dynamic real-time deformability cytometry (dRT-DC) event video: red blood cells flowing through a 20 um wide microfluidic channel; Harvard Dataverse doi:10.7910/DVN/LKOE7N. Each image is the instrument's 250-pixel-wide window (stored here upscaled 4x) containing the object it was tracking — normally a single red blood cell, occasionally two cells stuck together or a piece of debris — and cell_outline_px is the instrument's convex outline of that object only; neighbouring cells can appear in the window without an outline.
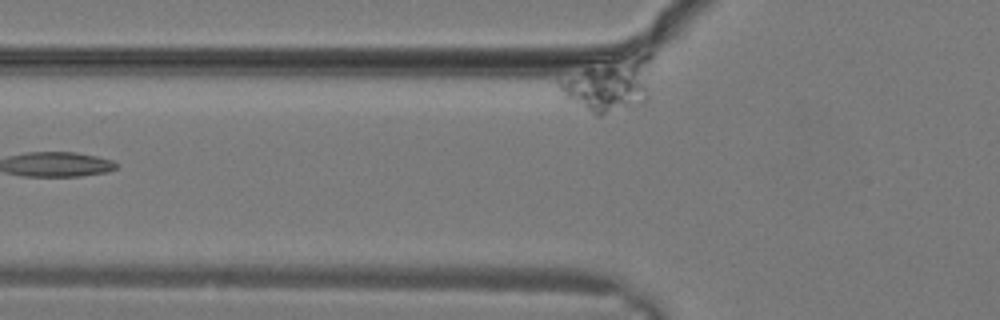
{"species": "common noctule bat (a hibernating species)", "species_latin": "Nyctalus noctula", "temperature_condition": "warm", "stored_images_in_passage": 9, "segment_of_instrument_passage": [2, 2], "camera_frame_rate_fps": 3000, "um_per_image_px": 0.085, "animal": {"sex": "male", "body_mass_g": 19.2, "forearm_length_mm": 51.8}, "frame": {"image": 1, "passage_image": 9, "time_ms": 2.667, "image_size_px": [1000, 320], "cell_outline_px": [[652, 56], [648, 96], [640, 104], [600, 116], [596, 116], [564, 100], [556, 84], [556, 80], [588, 68], [644, 52], [652, 52]], "centroid_in_image_um": [51.77, 7.24], "position_along_channel_um": 74.0, "area_um2": 29.02}}